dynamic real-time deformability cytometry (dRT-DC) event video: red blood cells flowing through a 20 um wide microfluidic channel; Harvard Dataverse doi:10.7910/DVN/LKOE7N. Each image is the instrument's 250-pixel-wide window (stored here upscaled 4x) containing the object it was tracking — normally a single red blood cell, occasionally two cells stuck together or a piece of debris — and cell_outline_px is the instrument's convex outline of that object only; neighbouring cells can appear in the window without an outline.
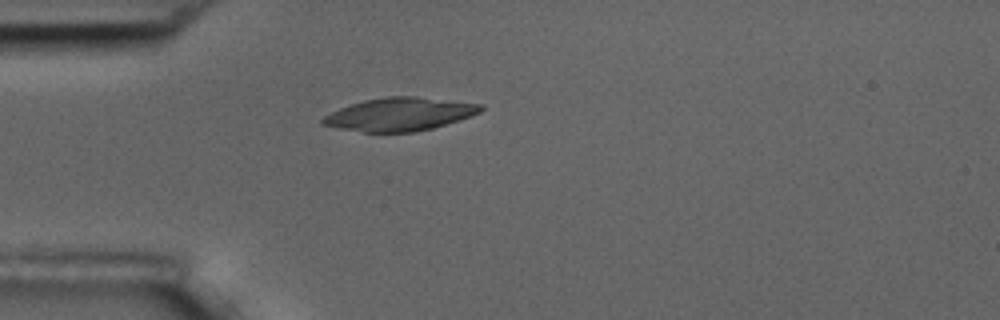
{"species": "common noctule bat (a hibernating species)", "species_latin": "Nyctalus noctula", "temperature_condition": "room temperature", "stored_images_in_passage": 3, "camera_frame_rate_fps": 3000, "um_per_image_px": 0.085, "animal": {"sex": "male", "body_mass_g": 17.5, "forearm_length_mm": 52.3}, "frame": {"image": 1, "passage_image": 1, "time_ms": 0.0, "image_size_px": [1000, 320], "cell_outline_px": [[484, 108], [480, 112], [472, 116], [460, 120], [432, 128], [412, 132], [364, 132], [340, 128], [320, 124], [320, 120], [324, 116], [340, 108], [364, 100], [388, 96], [416, 96], [484, 104]], "centroid_in_image_um": [34.01, 9.7], "position_along_channel_um": 51.0, "area_um2": 30.46}}